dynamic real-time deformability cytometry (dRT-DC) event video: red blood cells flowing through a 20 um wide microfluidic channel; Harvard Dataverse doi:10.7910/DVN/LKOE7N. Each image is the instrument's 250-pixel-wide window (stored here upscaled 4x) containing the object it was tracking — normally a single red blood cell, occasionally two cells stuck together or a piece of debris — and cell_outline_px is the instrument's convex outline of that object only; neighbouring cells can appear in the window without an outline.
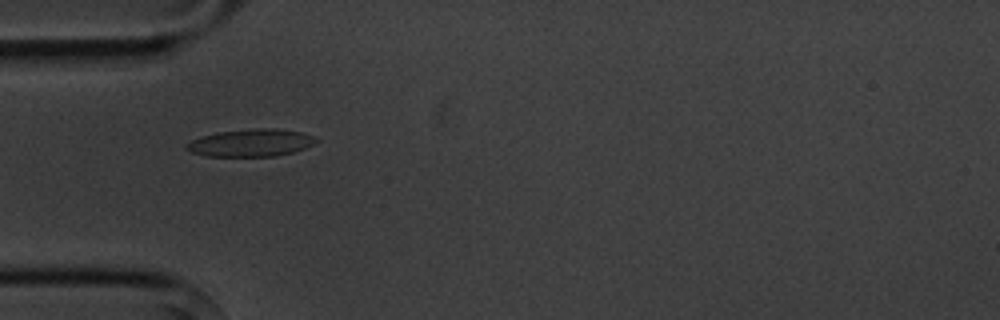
{"species": "common noctule bat (a hibernating species)", "species_latin": "Nyctalus noctula", "temperature_condition": "cold", "stored_images_in_passage": 2, "camera_frame_rate_fps": 3000, "um_per_image_px": 0.085, "animal": {"sex": "male", "body_mass_g": 20.1, "forearm_length_mm": 53.5}, "frame": {"image": 1, "passage_image": 1, "time_ms": 0.0, "image_size_px": [1000, 320], "cell_outline_px": [[320, 140], [304, 148], [292, 152], [276, 156], [204, 156], [192, 152], [184, 148], [184, 144], [200, 136], [216, 132], [252, 128], [276, 128], [300, 132], [316, 136]], "centroid_in_image_um": [21.3, 12.13], "position_along_channel_um": 63.7, "area_um2": 20.92}}
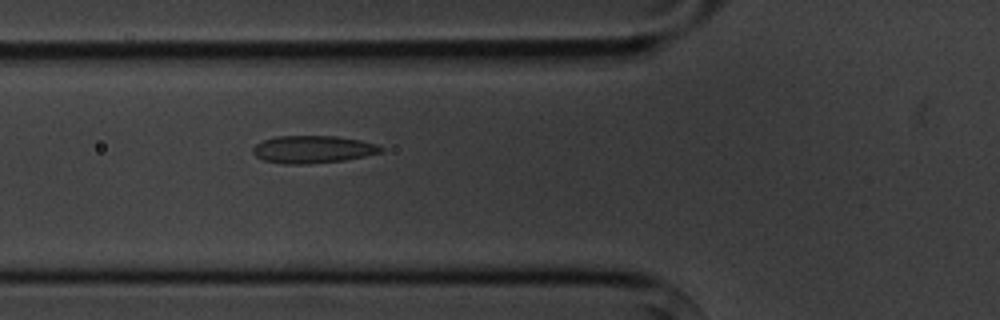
{"frame": {"image": 2, "passage_image": 2, "time_ms": 1.0, "image_size_px": [1000, 320], "cell_outline_px": [[384, 152], [344, 160], [308, 164], [284, 164], [264, 160], [256, 156], [252, 152], [252, 148], [256, 144], [264, 140], [276, 136], [336, 136], [360, 140], [376, 144], [384, 148]], "centroid_in_image_um": [26.6, 12.69], "position_along_channel_um": 99.2, "area_um2": 20.52}}